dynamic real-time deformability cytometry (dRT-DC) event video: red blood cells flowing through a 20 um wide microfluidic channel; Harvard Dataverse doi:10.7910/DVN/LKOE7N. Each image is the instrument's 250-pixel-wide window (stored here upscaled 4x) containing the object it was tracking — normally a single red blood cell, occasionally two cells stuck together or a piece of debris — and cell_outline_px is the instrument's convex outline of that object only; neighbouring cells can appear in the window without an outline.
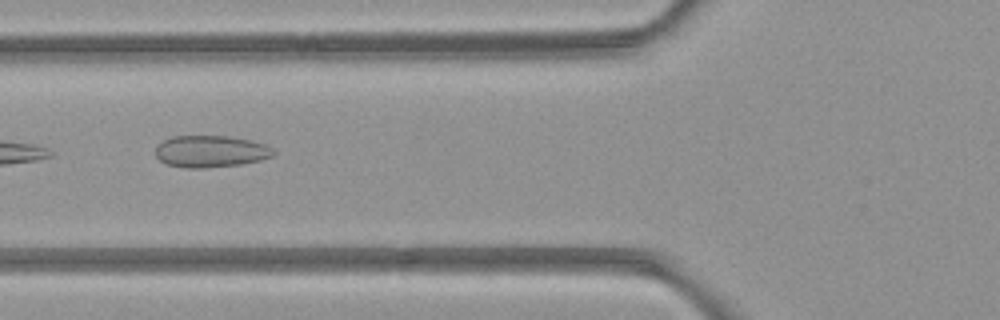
{"species": "common noctule bat (a hibernating species)", "species_latin": "Nyctalus noctula", "temperature_condition": "room temperature", "stored_images_in_passage": 7, "camera_frame_rate_fps": 3000, "um_per_image_px": 0.085, "animal": {"sex": "female", "body_mass_g": 21.9}, "frame": {"image": 1, "passage_image": 6, "time_ms": 6.667, "image_size_px": [1000, 320], "cell_outline_px": [[276, 152], [272, 156], [260, 160], [240, 164], [204, 168], [184, 168], [168, 164], [160, 160], [156, 156], [156, 148], [164, 140], [172, 136], [228, 136], [252, 140], [264, 144], [272, 148]], "centroid_in_image_um": [17.92, 12.86], "position_along_channel_um": 107.9, "area_um2": 21.79}}
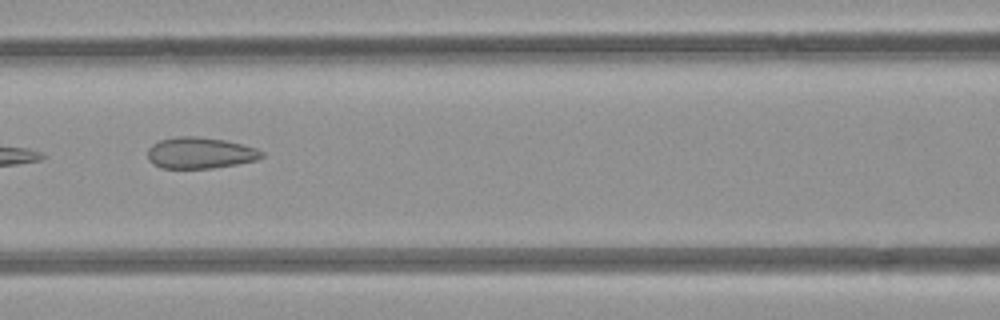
{"frame": {"image": 2, "passage_image": 7, "time_ms": 7.667, "image_size_px": [1000, 320], "cell_outline_px": [[264, 156], [256, 160], [236, 164], [212, 168], [160, 168], [152, 164], [148, 160], [148, 148], [152, 144], [160, 140], [176, 136], [196, 136], [224, 140], [256, 148], [264, 152]], "centroid_in_image_um": [16.97, 13.0], "position_along_channel_um": 149.6, "area_um2": 20.81}}